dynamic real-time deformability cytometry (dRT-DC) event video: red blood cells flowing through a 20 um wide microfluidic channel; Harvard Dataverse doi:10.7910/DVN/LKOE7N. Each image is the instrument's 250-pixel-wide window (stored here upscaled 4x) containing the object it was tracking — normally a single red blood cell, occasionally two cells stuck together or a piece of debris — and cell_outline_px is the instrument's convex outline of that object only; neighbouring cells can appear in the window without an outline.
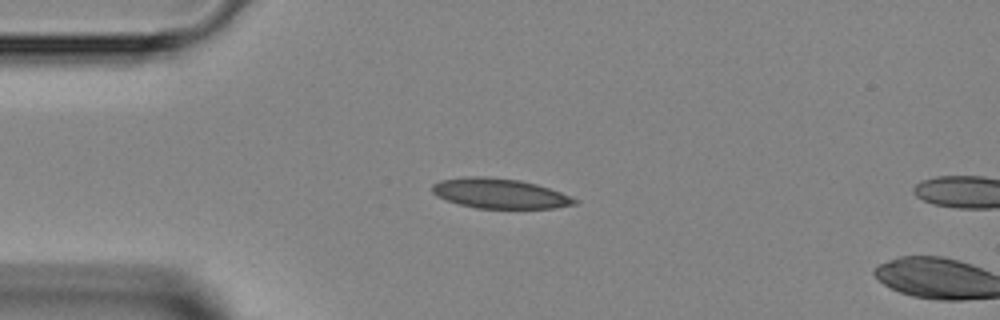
{"species": "Egyptian fruit bat (a non-hibernating species)", "species_latin": "Rousettus aegyptiacus", "temperature_condition": "room temperature", "stored_images_in_passage": 3, "camera_frame_rate_fps": 3000, "um_per_image_px": 0.085, "animal": {"sex": "female"}, "frame": {"image": 1, "passage_image": 1, "time_ms": 0.0, "image_size_px": [1000, 320], "cell_outline_px": [[580, 200], [576, 204], [556, 208], [476, 208], [460, 204], [436, 196], [432, 192], [432, 184], [440, 180], [468, 176], [480, 176], [520, 180], [536, 184], [560, 192]], "centroid_in_image_um": [42.48, 16.44], "position_along_channel_um": 42.5, "area_um2": 24.74}}